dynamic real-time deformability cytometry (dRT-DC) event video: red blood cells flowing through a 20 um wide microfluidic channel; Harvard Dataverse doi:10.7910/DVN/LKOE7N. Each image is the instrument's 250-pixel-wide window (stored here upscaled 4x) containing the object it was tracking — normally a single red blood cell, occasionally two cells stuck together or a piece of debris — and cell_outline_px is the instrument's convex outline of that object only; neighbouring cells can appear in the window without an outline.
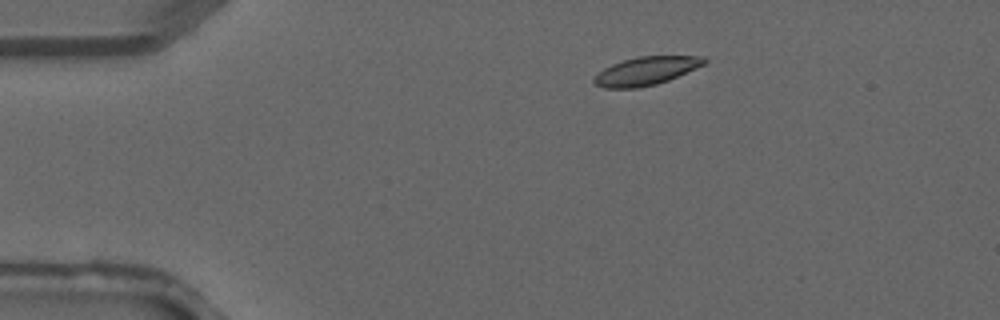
{"species": "common noctule bat (a hibernating species)", "species_latin": "Nyctalus noctula", "temperature_condition": "warm", "stored_images_in_passage": 33, "camera_frame_rate_fps": 3000, "um_per_image_px": 0.085, "animal": {"sex": "male", "forearm_length_mm": 52.5}, "frame": {"image": 1, "passage_image": 1, "time_ms": 0.0, "image_size_px": [1000, 320], "cell_outline_px": [[708, 60], [704, 64], [668, 80], [656, 84], [636, 88], [604, 88], [596, 84], [592, 80], [604, 68], [612, 64], [624, 60], [640, 56], [704, 56]], "centroid_in_image_um": [54.92, 6.03], "position_along_channel_um": 30.1, "area_um2": 17.86}}
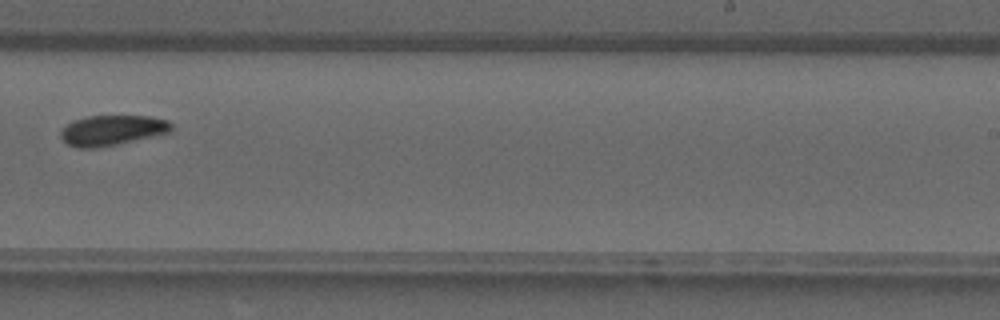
{"frame": {"image": 2, "passage_image": 19, "time_ms": 6.0, "image_size_px": [1000, 320], "cell_outline_px": [[172, 128], [168, 132], [116, 144], [96, 148], [76, 148], [68, 144], [60, 136], [60, 132], [68, 124], [76, 120], [88, 116], [148, 116], [168, 120], [172, 124]], "centroid_in_image_um": [9.51, 11.07], "position_along_channel_um": 279.5, "area_um2": 19.07}}
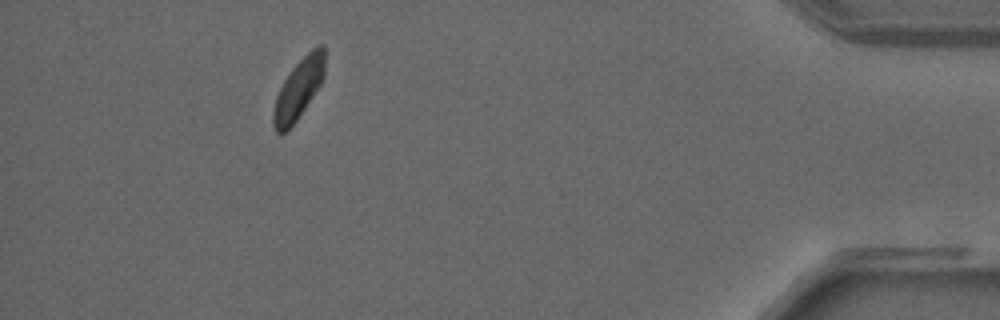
{"frame": {"image": 3, "passage_image": 30, "time_ms": 9.667, "image_size_px": [1000, 320], "cell_outline_px": [[324, 76], [320, 84], [296, 120], [284, 132], [276, 132], [272, 124], [272, 112], [276, 96], [284, 80], [292, 68], [316, 44], [324, 44]], "centroid_in_image_um": [25.36, 7.53], "position_along_channel_um": 409.8, "area_um2": 17.63}}